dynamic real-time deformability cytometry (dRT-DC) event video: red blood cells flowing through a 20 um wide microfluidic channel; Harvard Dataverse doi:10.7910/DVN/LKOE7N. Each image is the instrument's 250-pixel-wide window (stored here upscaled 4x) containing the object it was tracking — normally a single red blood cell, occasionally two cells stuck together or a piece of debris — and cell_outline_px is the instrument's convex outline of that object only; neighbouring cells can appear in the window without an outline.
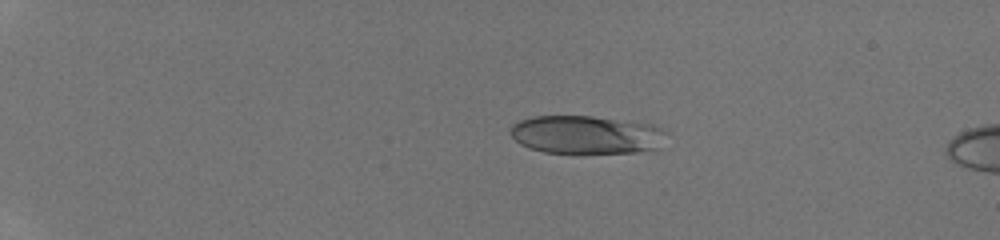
{"species": "human", "species_latin": "Homo sapiens", "temperature_condition": "room temperature", "stored_images_in_passage": 17, "camera_frame_rate_fps": 3000, "um_per_image_px": 0.085, "donor": {"sex": "male"}, "frame": {"image": 1, "passage_image": 12, "time_ms": 3.667, "image_size_px": [1000, 240], "cell_outline_px": [[668, 132], [660, 148], [636, 152], [580, 156], [544, 152], [520, 144], [508, 132], [512, 124], [520, 120], [532, 116], [592, 116], [652, 124]], "centroid_in_image_um": [49.84, 11.49], "position_along_channel_um": 35.2, "area_um2": 36.01}}